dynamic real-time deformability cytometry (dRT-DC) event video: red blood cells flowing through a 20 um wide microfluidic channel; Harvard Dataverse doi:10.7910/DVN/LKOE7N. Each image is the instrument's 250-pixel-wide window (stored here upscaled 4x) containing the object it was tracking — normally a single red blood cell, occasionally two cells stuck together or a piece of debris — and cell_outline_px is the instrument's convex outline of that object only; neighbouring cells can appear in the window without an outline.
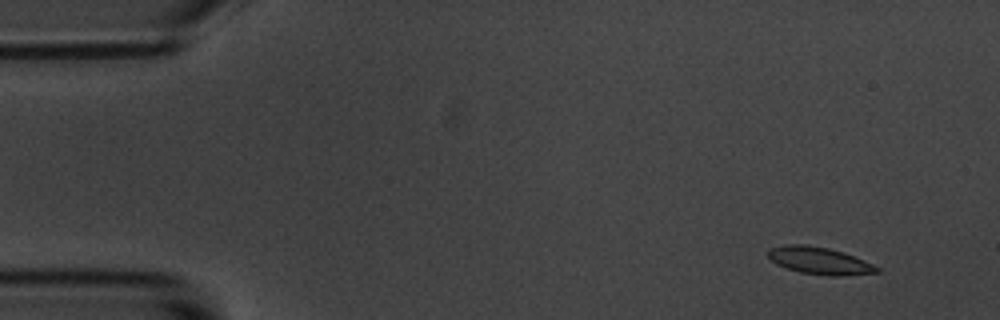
{"species": "common noctule bat (a hibernating species)", "species_latin": "Nyctalus noctula", "temperature_condition": "room temperature", "stored_images_in_passage": 8, "camera_frame_rate_fps": 3000, "um_per_image_px": 0.085, "animal": {"sex": "male", "body_mass_g": 20.1, "forearm_length_mm": 53.5}, "frame": {"image": 1, "passage_image": 1, "time_ms": 0.0, "image_size_px": [1000, 320], "cell_outline_px": [[880, 272], [840, 276], [832, 276], [800, 272], [784, 268], [776, 264], [768, 256], [768, 248], [784, 244], [804, 244], [828, 248], [844, 252], [864, 260], [880, 268]], "centroid_in_image_um": [69.63, 22.15], "position_along_channel_um": 15.4, "area_um2": 17.34}}
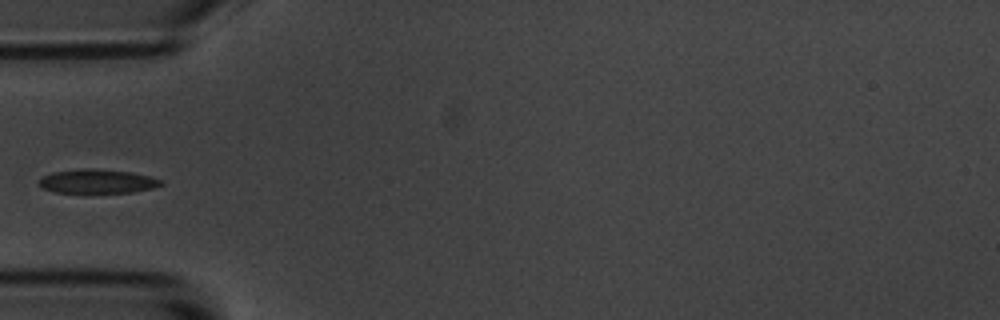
{"frame": {"image": 2, "passage_image": 5, "time_ms": 4.667, "image_size_px": [1000, 320], "cell_outline_px": [[164, 184], [152, 188], [132, 192], [56, 192], [44, 188], [40, 184], [40, 176], [52, 172], [80, 168], [92, 168], [132, 172], [164, 180]], "centroid_in_image_um": [8.29, 15.39], "position_along_channel_um": 76.7, "area_um2": 16.99}}
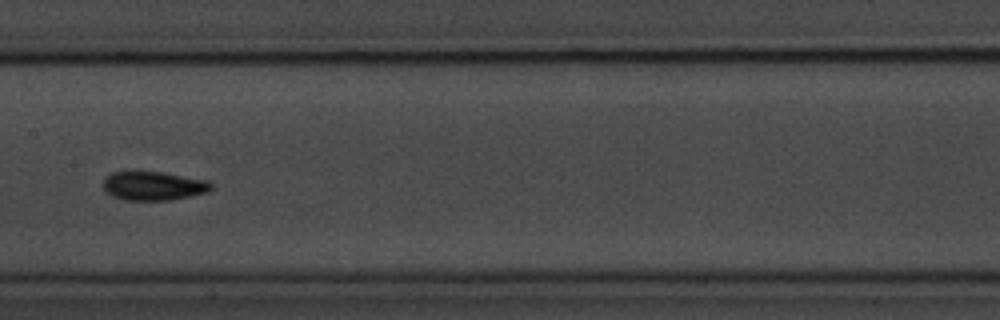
{"frame": {"image": 3, "passage_image": 8, "time_ms": 8.0, "image_size_px": [1000, 320], "cell_outline_px": [[212, 188], [208, 192], [192, 196], [172, 200], [124, 200], [112, 196], [104, 192], [104, 180], [112, 172], [164, 172], [208, 180], [212, 184]], "centroid_in_image_um": [13.08, 15.81], "position_along_channel_um": 194.3, "area_um2": 18.26}}